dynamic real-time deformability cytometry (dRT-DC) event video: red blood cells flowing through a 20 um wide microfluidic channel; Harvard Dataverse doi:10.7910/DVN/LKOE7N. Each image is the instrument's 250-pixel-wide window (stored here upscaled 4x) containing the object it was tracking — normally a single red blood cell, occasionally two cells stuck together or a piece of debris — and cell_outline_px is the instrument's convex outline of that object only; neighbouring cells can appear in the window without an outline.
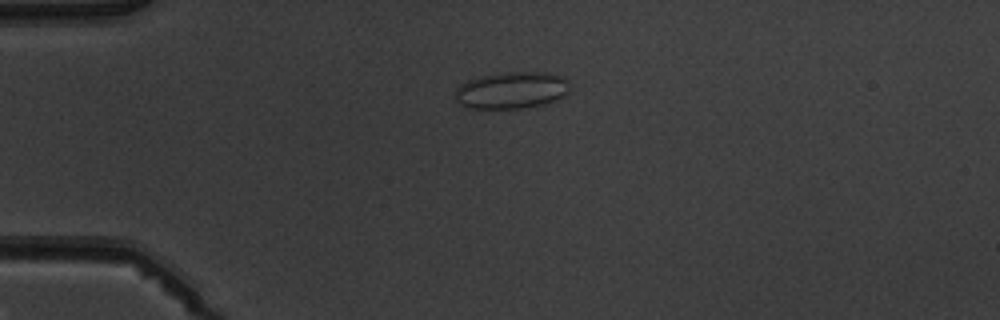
{"species": "common noctule bat (a hibernating species)", "species_latin": "Nyctalus noctula", "temperature_condition": "warm", "stored_images_in_passage": 8, "camera_frame_rate_fps": 3000, "um_per_image_px": 0.085, "animal": {"sex": "male", "body_mass_g": 19.5, "forearm_length_mm": 54.6}, "frame": {"image": 1, "passage_image": 4, "time_ms": 4.333, "image_size_px": [1000, 320], "cell_outline_px": [[572, 88], [564, 96], [556, 100], [544, 104], [520, 108], [464, 108], [456, 100], [456, 88], [460, 84], [468, 80], [480, 76], [496, 72], [548, 72], [564, 76], [568, 80]], "centroid_in_image_um": [43.52, 7.65], "position_along_channel_um": 41.5, "area_um2": 25.09}}
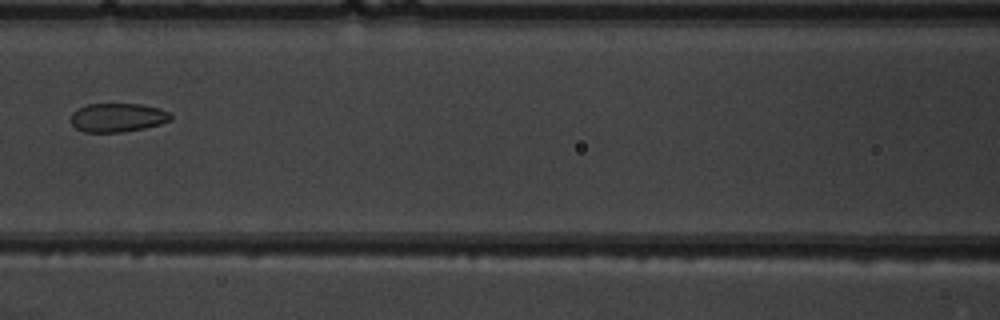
{"frame": {"image": 2, "passage_image": 7, "time_ms": 8.0, "image_size_px": [1000, 320], "cell_outline_px": [[172, 120], [160, 124], [144, 128], [120, 132], [84, 132], [76, 128], [72, 124], [72, 112], [76, 108], [88, 104], [140, 104], [160, 108], [168, 112], [172, 116]], "centroid_in_image_um": [10.0, 9.98], "position_along_channel_um": 156.6, "area_um2": 16.76}}
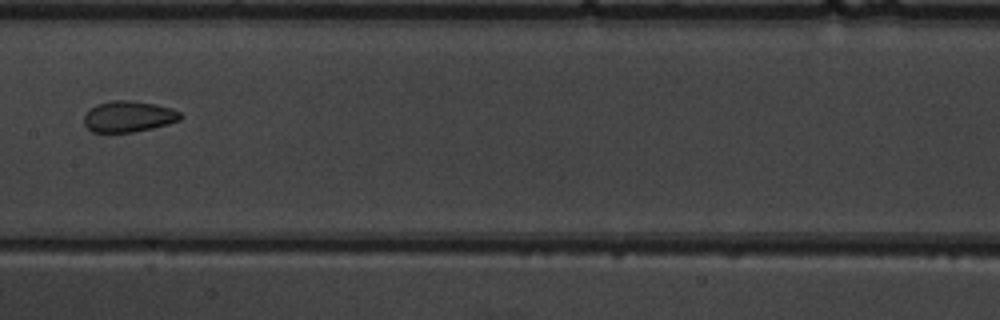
{"frame": {"image": 3, "passage_image": 8, "time_ms": 9.0, "image_size_px": [1000, 320], "cell_outline_px": [[184, 116], [180, 120], [168, 124], [152, 128], [132, 132], [92, 132], [84, 124], [84, 116], [96, 104], [112, 100], [128, 100], [156, 104], [172, 108], [180, 112]], "centroid_in_image_um": [10.96, 9.9], "position_along_channel_um": 196.4, "area_um2": 17.46}}